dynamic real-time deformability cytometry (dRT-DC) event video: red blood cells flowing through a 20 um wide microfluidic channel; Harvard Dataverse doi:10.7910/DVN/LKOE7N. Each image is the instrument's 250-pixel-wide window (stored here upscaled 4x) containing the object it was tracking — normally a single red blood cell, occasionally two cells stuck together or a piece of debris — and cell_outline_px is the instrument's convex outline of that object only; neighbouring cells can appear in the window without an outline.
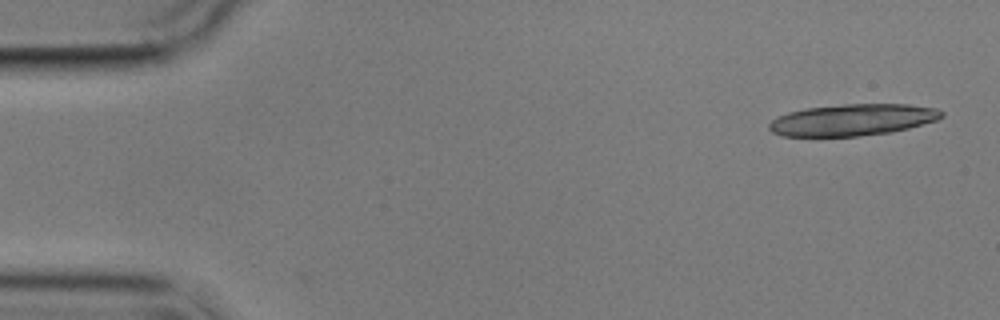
{"species": "common noctule bat (a hibernating species)", "species_latin": "Nyctalus noctula", "temperature_condition": "cold", "stored_images_in_passage": 5, "camera_frame_rate_fps": 3000, "um_per_image_px": 0.085, "animal": {"sex": "male", "body_mass_g": 17.9}, "frame": {"image": 1, "passage_image": 1, "time_ms": 0.0, "image_size_px": [1000, 320], "cell_outline_px": [[944, 116], [936, 120], [908, 128], [892, 132], [856, 136], [780, 136], [772, 132], [768, 128], [768, 124], [772, 120], [788, 112], [808, 108], [844, 104], [908, 104], [936, 108], [944, 112]], "centroid_in_image_um": [72.47, 10.19], "position_along_channel_um": 12.5, "area_um2": 31.67}}